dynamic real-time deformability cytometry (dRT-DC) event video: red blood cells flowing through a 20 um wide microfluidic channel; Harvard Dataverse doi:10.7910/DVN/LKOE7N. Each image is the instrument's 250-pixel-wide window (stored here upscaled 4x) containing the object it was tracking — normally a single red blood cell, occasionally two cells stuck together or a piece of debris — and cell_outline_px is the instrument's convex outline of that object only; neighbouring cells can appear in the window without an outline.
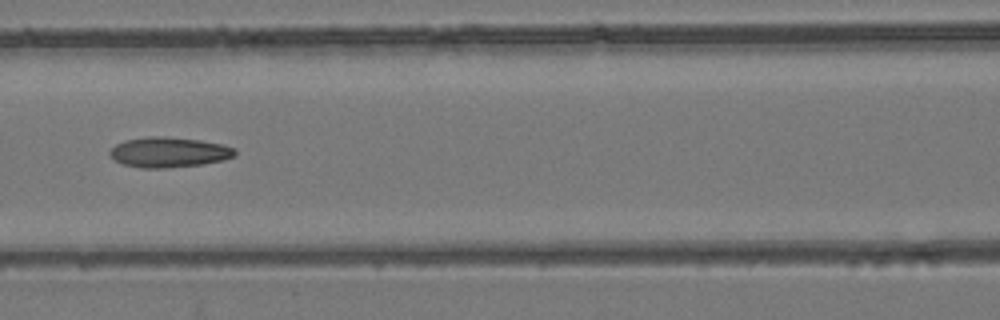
{"species": "common noctule bat (a hibernating species)", "species_latin": "Nyctalus noctula", "temperature_condition": "room temperature", "stored_images_in_passage": 7, "camera_frame_rate_fps": 3000, "um_per_image_px": 0.085, "animal": {"sex": "female", "body_mass_g": 24.6, "forearm_length_mm": 56.2}, "frame": {"image": 1, "passage_image": 7, "time_ms": 7.0, "image_size_px": [1000, 320], "cell_outline_px": [[236, 156], [224, 160], [200, 164], [164, 168], [140, 168], [124, 164], [116, 160], [108, 152], [116, 144], [124, 140], [148, 136], [160, 136], [200, 140], [220, 144], [232, 148], [236, 152]], "centroid_in_image_um": [14.34, 12.94], "position_along_channel_um": 152.3, "area_um2": 21.79}}